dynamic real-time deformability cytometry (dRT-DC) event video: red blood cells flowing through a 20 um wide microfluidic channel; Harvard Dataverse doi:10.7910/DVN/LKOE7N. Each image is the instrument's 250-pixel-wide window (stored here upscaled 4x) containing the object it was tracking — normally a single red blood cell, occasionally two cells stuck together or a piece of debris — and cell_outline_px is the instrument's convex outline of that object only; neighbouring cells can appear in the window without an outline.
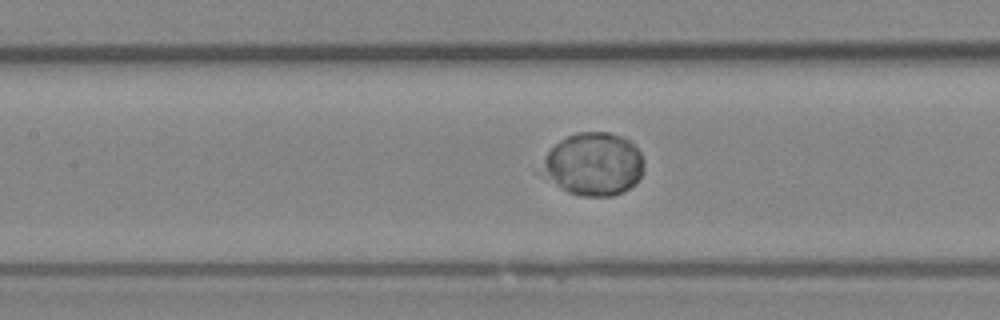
{"species": "Egyptian fruit bat (a non-hibernating species)", "species_latin": "Rousettus aegyptiacus", "temperature_condition": "room temperature", "stored_images_in_passage": 51, "camera_frame_rate_fps": 3000, "um_per_image_px": 0.085, "animal": {"sex": "female"}, "frame": {"image": 1, "passage_image": 24, "time_ms": 7.667, "image_size_px": [1000, 320], "cell_outline_px": [[644, 168], [636, 184], [624, 192], [612, 196], [584, 196], [568, 192], [556, 184], [548, 172], [544, 164], [544, 160], [548, 152], [560, 140], [568, 136], [580, 132], [608, 132], [620, 136], [628, 140], [640, 152], [644, 160]], "centroid_in_image_um": [50.55, 13.95], "position_along_channel_um": 156.8, "area_um2": 36.59}}
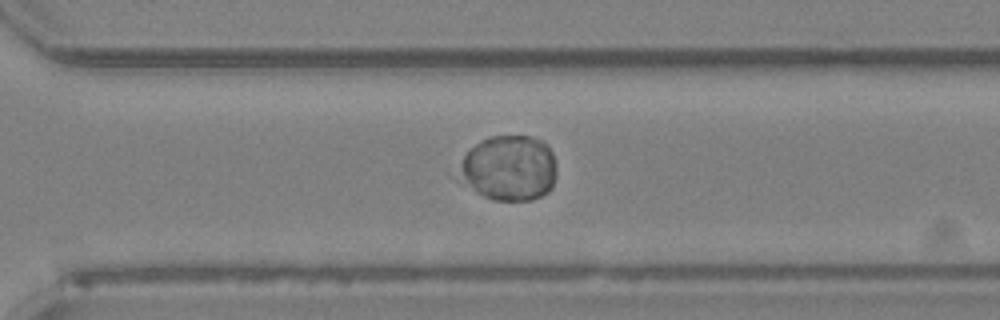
{"frame": {"image": 2, "passage_image": 37, "time_ms": 12.0, "image_size_px": [1000, 320], "cell_outline_px": [[556, 176], [552, 188], [548, 192], [532, 200], [492, 200], [484, 196], [456, 180], [456, 176], [464, 156], [480, 140], [492, 136], [532, 136], [540, 140], [552, 152], [556, 164]], "centroid_in_image_um": [43.25, 14.3], "position_along_channel_um": 327.3, "area_um2": 37.51}}
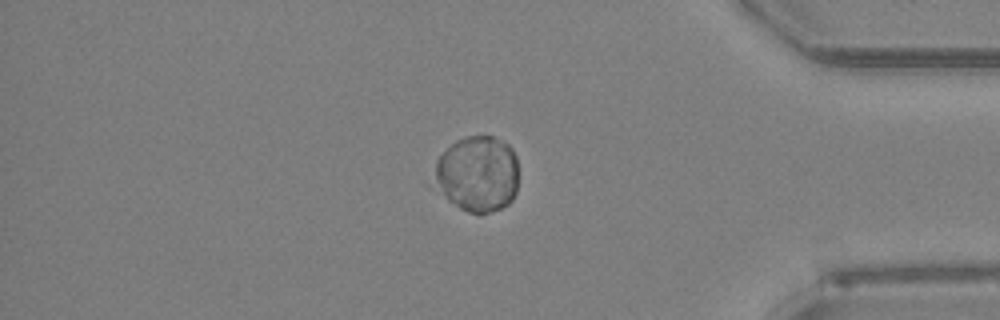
{"frame": {"image": 3, "passage_image": 44, "time_ms": 14.333, "image_size_px": [1000, 320], "cell_outline_px": [[516, 192], [512, 200], [508, 204], [500, 208], [480, 216], [468, 212], [460, 208], [448, 200], [436, 180], [436, 160], [456, 140], [468, 136], [492, 136], [508, 144], [512, 148], [516, 156]], "centroid_in_image_um": [40.63, 14.79], "position_along_channel_um": 394.6, "area_um2": 36.88}}